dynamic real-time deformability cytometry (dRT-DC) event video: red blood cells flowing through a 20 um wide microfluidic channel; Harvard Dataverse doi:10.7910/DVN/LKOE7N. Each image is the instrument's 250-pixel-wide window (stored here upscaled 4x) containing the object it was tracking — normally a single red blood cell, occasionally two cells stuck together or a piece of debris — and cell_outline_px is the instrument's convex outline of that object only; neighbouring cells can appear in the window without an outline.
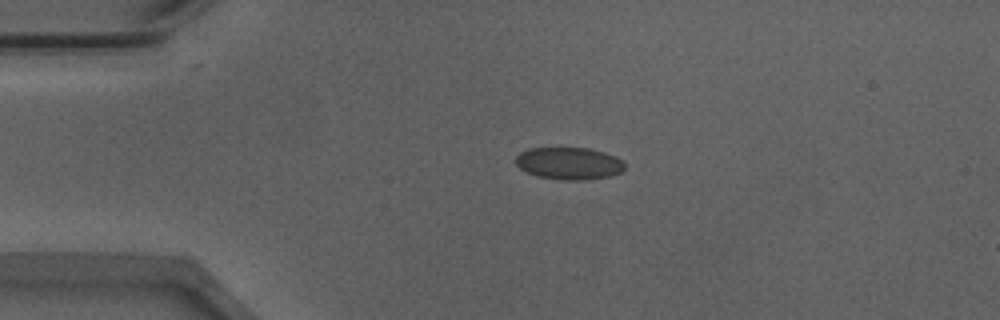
{"species": "Egyptian fruit bat (a non-hibernating species)", "species_latin": "Rousettus aegyptiacus", "temperature_condition": "warm", "stored_images_in_passage": 42, "camera_frame_rate_fps": 3000, "um_per_image_px": 0.085, "animal": {"sex": "male"}, "frame": {"image": 1, "passage_image": 1, "time_ms": 0.0, "image_size_px": [1000, 320], "cell_outline_px": [[624, 168], [620, 172], [608, 176], [584, 180], [564, 180], [536, 176], [520, 168], [516, 164], [516, 156], [520, 152], [528, 148], [588, 148], [604, 152], [616, 156], [624, 164]], "centroid_in_image_um": [48.34, 13.88], "position_along_channel_um": 36.7, "area_um2": 20.35}}
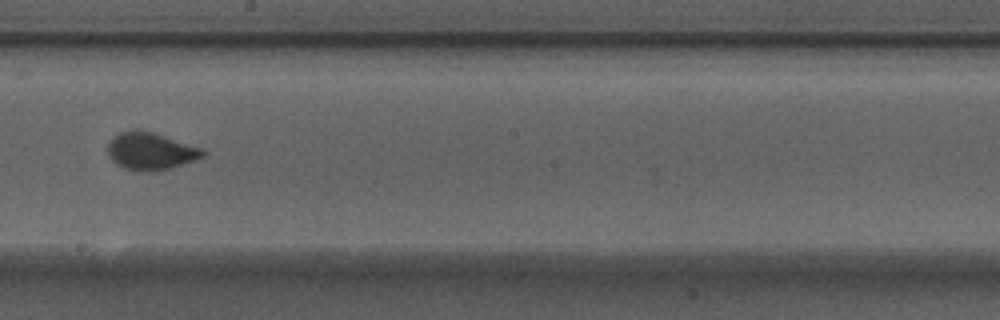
{"frame": {"image": 2, "passage_image": 19, "time_ms": 6.0, "image_size_px": [1000, 320], "cell_outline_px": [[208, 152], [204, 156], [196, 160], [172, 168], [156, 172], [148, 172], [124, 168], [116, 164], [108, 156], [108, 140], [120, 132], [132, 128], [136, 128], [152, 132], [204, 148]], "centroid_in_image_um": [12.82, 12.84], "position_along_channel_um": 235.4, "area_um2": 21.21}}
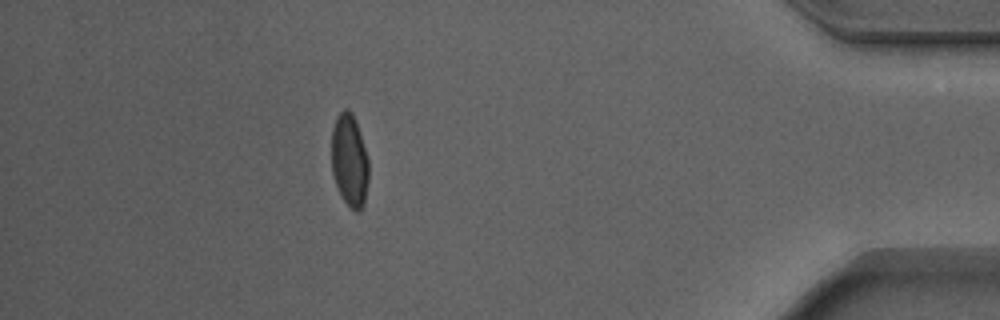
{"frame": {"image": 3, "passage_image": 36, "time_ms": 11.667, "image_size_px": [1000, 320], "cell_outline_px": [[368, 180], [364, 204], [360, 212], [356, 212], [340, 196], [332, 172], [332, 128], [336, 116], [344, 108], [348, 108], [352, 112], [356, 120], [368, 160]], "centroid_in_image_um": [29.7, 13.62], "position_along_channel_um": 405.5, "area_um2": 20.11}, "authors_computed_cell_mechanics": {"area_um2": 20.1433, "velocity_mm_per_s": 3.8971, "shape_relaxation_time_tau1_ms": 4.5756, "shape_relaxation_time_tau2_ms": null, "deformation_change_tau1": 0.1263, "deformation_change_tau2": null}}